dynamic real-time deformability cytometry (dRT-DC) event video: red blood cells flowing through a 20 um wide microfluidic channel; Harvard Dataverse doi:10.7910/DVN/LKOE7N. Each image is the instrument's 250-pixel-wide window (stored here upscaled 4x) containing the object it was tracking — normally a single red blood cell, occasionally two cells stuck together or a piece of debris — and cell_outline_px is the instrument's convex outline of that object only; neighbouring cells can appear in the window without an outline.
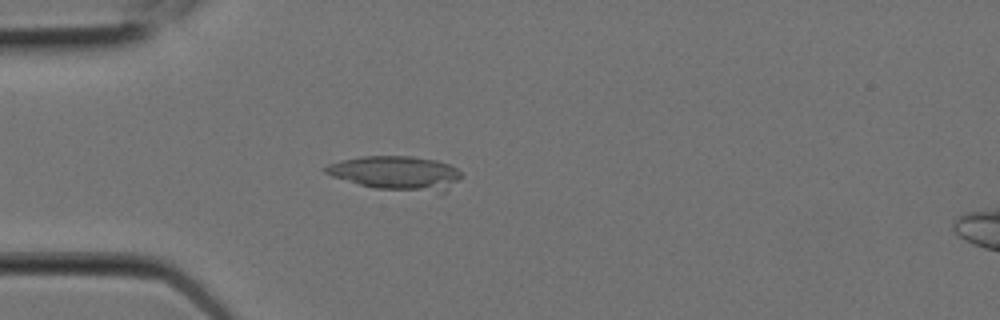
{"species": "Egyptian fruit bat (a non-hibernating species)", "species_latin": "Rousettus aegyptiacus", "temperature_condition": "room temperature", "stored_images_in_passage": 4, "camera_frame_rate_fps": 3000, "um_per_image_px": 0.085, "animal": {"sex": "female"}, "frame": {"image": 1, "passage_image": 4, "time_ms": 1.0, "image_size_px": [1000, 320], "cell_outline_px": [[464, 176], [444, 192], [440, 192], [372, 188], [332, 176], [324, 172], [320, 168], [328, 164], [340, 160], [360, 156], [412, 156], [436, 160], [448, 164], [456, 168]], "centroid_in_image_um": [33.66, 14.69], "position_along_channel_um": 51.3, "area_um2": 26.99}}